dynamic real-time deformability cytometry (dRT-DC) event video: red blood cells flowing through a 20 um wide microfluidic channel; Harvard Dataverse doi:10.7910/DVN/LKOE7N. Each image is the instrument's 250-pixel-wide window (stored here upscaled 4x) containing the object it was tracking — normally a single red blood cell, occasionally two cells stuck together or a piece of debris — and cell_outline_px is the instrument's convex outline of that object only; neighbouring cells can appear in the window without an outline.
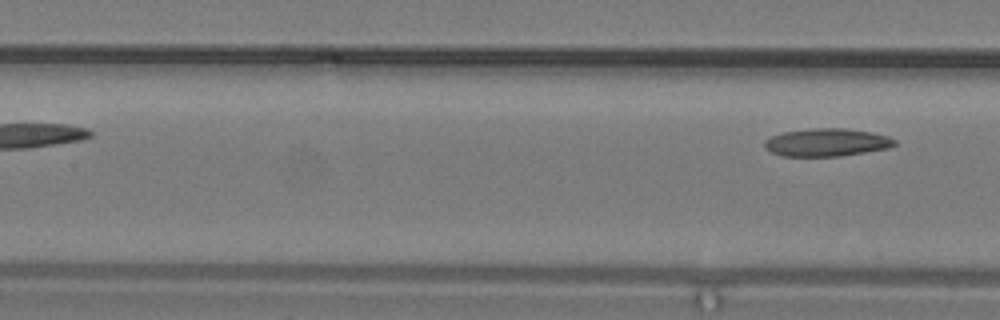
{"species": "common noctule bat (a hibernating species)", "species_latin": "Nyctalus noctula", "temperature_condition": "warm", "stored_images_in_passage": 12, "segment_of_instrument_passage": [2, 2], "camera_frame_rate_fps": 3000, "um_per_image_px": 0.085, "animal": {"sex": "male", "body_mass_g": 19.2, "forearm_length_mm": 51.8}, "frame": {"image": 1, "passage_image": 12, "time_ms": 3.667, "image_size_px": [1000, 320], "cell_outline_px": [[896, 144], [888, 148], [840, 156], [780, 156], [764, 148], [764, 140], [768, 136], [784, 132], [812, 128], [844, 128], [872, 132], [888, 136], [896, 140]], "centroid_in_image_um": [70.23, 12.1], "position_along_channel_um": 137.2, "area_um2": 21.21}}